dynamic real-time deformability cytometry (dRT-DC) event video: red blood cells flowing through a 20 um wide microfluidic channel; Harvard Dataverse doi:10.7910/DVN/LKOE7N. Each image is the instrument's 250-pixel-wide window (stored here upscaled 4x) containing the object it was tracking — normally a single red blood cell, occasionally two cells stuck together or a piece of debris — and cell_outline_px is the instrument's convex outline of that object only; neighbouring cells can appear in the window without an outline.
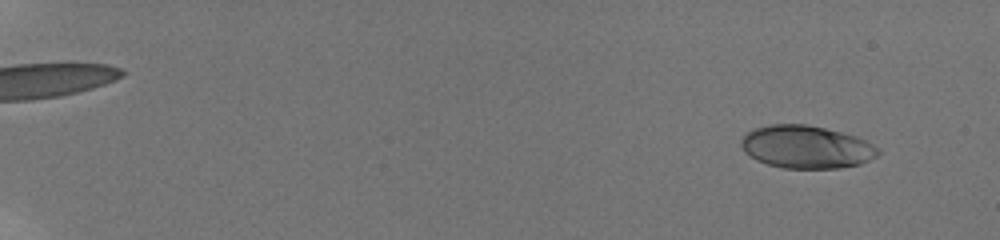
{"species": "human", "species_latin": "Homo sapiens", "temperature_condition": "room temperature", "stored_images_in_passage": 57, "camera_frame_rate_fps": 3000, "um_per_image_px": 0.085, "donor": {"sex": "male"}, "frame": {"image": 1, "passage_image": 16, "time_ms": 1.667, "image_size_px": [1000, 240], "cell_outline_px": [[880, 152], [876, 156], [860, 164], [840, 168], [784, 168], [768, 164], [756, 160], [744, 152], [740, 144], [740, 140], [748, 132], [756, 128], [768, 124], [808, 124], [856, 136], [880, 148]], "centroid_in_image_um": [68.52, 12.49], "position_along_channel_um": 16.5, "area_um2": 34.1}}
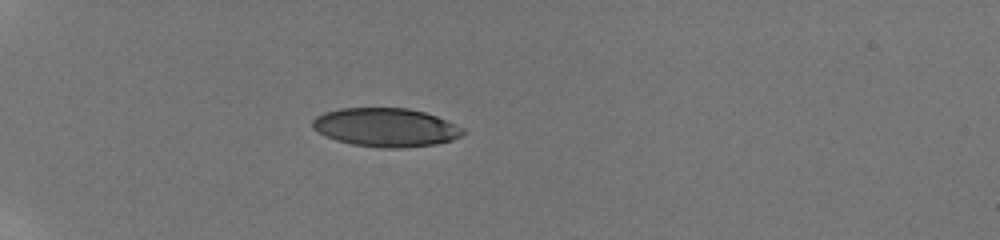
{"frame": {"image": 2, "passage_image": 43, "time_ms": 6.667, "image_size_px": [1000, 240], "cell_outline_px": [[468, 132], [452, 140], [436, 144], [400, 148], [380, 148], [352, 144], [336, 140], [324, 136], [312, 128], [312, 120], [316, 116], [324, 112], [340, 108], [408, 108], [424, 112], [436, 116], [464, 128]], "centroid_in_image_um": [32.78, 10.83], "position_along_channel_um": 52.2, "area_um2": 34.04}}
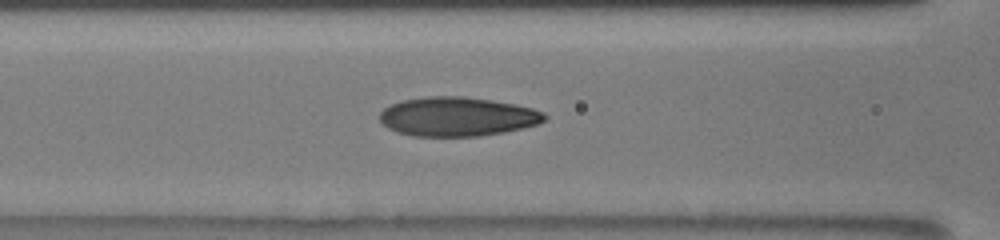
{"frame": {"image": 3, "passage_image": 57, "time_ms": 9.667, "image_size_px": [1000, 240], "cell_outline_px": [[548, 116], [544, 120], [536, 124], [504, 132], [480, 136], [412, 136], [396, 132], [388, 128], [380, 120], [380, 112], [384, 108], [400, 100], [428, 96], [464, 96], [492, 100], [532, 108], [544, 112]], "centroid_in_image_um": [38.84, 9.91], "position_along_channel_um": 127.8, "area_um2": 37.57}}